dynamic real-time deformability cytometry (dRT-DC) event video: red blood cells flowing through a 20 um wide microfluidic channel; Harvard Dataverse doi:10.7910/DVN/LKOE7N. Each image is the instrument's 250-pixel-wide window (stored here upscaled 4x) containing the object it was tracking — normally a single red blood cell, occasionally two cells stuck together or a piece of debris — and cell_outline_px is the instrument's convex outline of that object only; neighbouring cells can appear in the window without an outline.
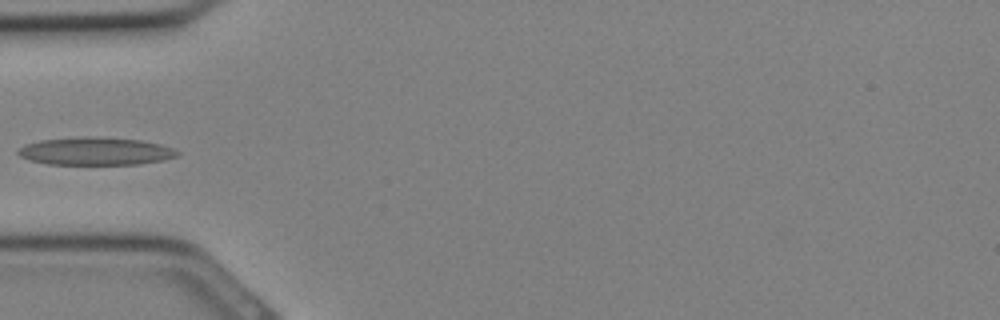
{"species": "Egyptian fruit bat (a non-hibernating species)", "species_latin": "Rousettus aegyptiacus", "temperature_condition": "cold", "stored_images_in_passage": 12, "camera_frame_rate_fps": 3000, "um_per_image_px": 0.085, "animal": {"sex": "female"}, "frame": {"image": 1, "passage_image": 9, "time_ms": 2.667, "image_size_px": [1000, 320], "cell_outline_px": [[180, 152], [176, 156], [160, 160], [140, 164], [48, 164], [28, 160], [20, 156], [16, 152], [24, 144], [40, 140], [80, 136], [88, 136], [140, 140], [160, 144], [172, 148]], "centroid_in_image_um": [8.06, 12.85], "position_along_channel_um": 76.9, "area_um2": 25.72}}